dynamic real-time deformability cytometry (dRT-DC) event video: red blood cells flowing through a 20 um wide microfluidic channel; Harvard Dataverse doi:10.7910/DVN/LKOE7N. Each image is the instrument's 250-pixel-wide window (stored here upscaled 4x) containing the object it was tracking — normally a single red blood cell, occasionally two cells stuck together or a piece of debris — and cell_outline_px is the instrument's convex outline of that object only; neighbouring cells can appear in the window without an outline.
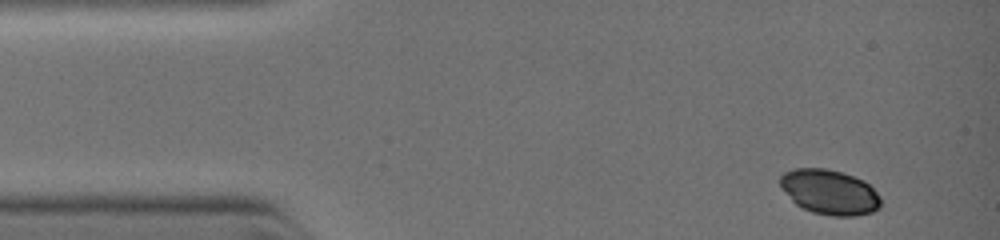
{"species": "common noctule bat (a hibernating species)", "species_latin": "Nyctalus noctula", "temperature_condition": "warm", "stored_images_in_passage": 8, "camera_frame_rate_fps": 3000, "um_per_image_px": 0.085, "animal": {"sex": "female", "body_mass_g": 19.0, "forearm_length_mm": 51.5}, "frame": {"image": 1, "passage_image": 1, "time_ms": 0.0, "image_size_px": [1000, 240], "cell_outline_px": [[880, 208], [872, 212], [856, 216], [832, 216], [812, 212], [796, 204], [792, 200], [780, 184], [780, 176], [784, 172], [796, 168], [824, 168], [840, 172], [864, 180], [880, 196]], "centroid_in_image_um": [70.53, 16.33], "position_along_channel_um": 14.5, "area_um2": 26.13}}
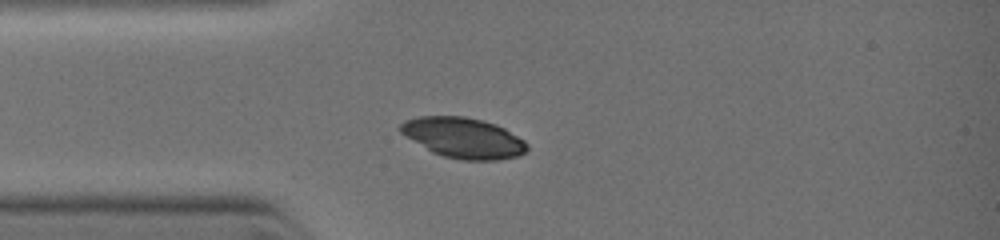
{"frame": {"image": 2, "passage_image": 5, "time_ms": 2.0, "image_size_px": [1000, 240], "cell_outline_px": [[528, 148], [524, 152], [516, 156], [500, 160], [460, 160], [444, 156], [432, 152], [400, 132], [400, 124], [404, 120], [420, 116], [464, 116], [496, 124], [504, 128], [524, 140], [528, 144]], "centroid_in_image_um": [39.39, 11.71], "position_along_channel_um": 45.6, "area_um2": 29.65}}
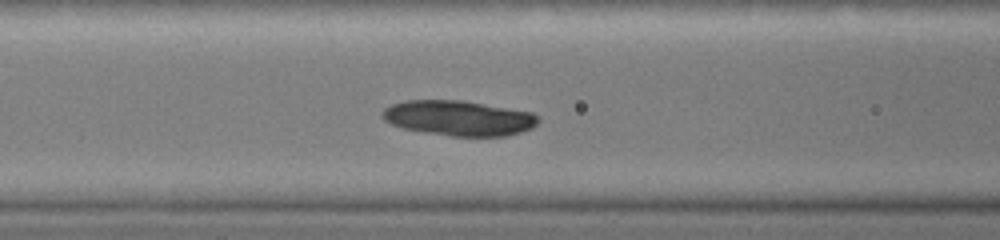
{"frame": {"image": 3, "passage_image": 8, "time_ms": 3.667, "image_size_px": [1000, 240], "cell_outline_px": [[536, 124], [532, 128], [508, 136], [452, 136], [404, 128], [392, 124], [384, 120], [384, 108], [392, 104], [408, 100], [460, 100], [532, 112], [536, 116]], "centroid_in_image_um": [39.0, 10.03], "position_along_channel_um": 127.6, "area_um2": 31.39}}